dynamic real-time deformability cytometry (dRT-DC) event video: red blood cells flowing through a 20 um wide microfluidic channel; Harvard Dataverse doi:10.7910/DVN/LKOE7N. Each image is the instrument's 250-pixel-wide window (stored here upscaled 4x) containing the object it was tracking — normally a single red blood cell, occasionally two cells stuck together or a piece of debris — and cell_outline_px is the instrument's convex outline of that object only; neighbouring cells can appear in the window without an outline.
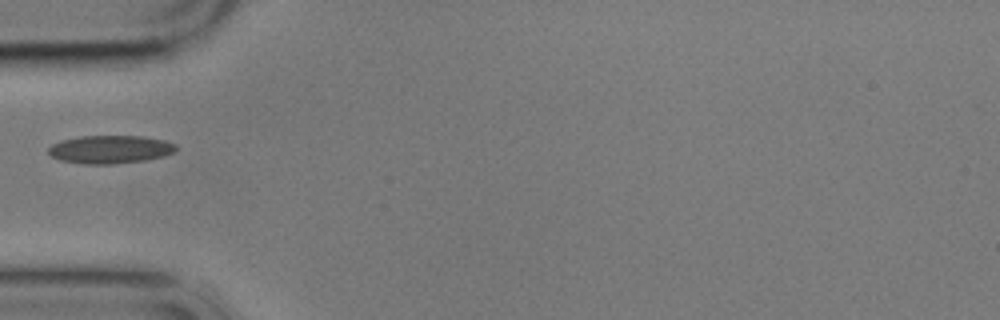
{"species": "common noctule bat (a hibernating species)", "species_latin": "Nyctalus noctula", "temperature_condition": "cold", "stored_images_in_passage": 15, "camera_frame_rate_fps": 3000, "um_per_image_px": 0.085, "animal": {"sex": "male", "body_mass_g": 17.9}, "frame": {"image": 1, "passage_image": 5, "time_ms": 5.667, "image_size_px": [1000, 320], "cell_outline_px": [[176, 152], [164, 156], [144, 160], [112, 164], [84, 164], [60, 160], [52, 156], [48, 152], [48, 148], [52, 144], [60, 140], [80, 136], [144, 136], [164, 140], [176, 144]], "centroid_in_image_um": [9.37, 12.69], "position_along_channel_um": 75.6, "area_um2": 20.98}}
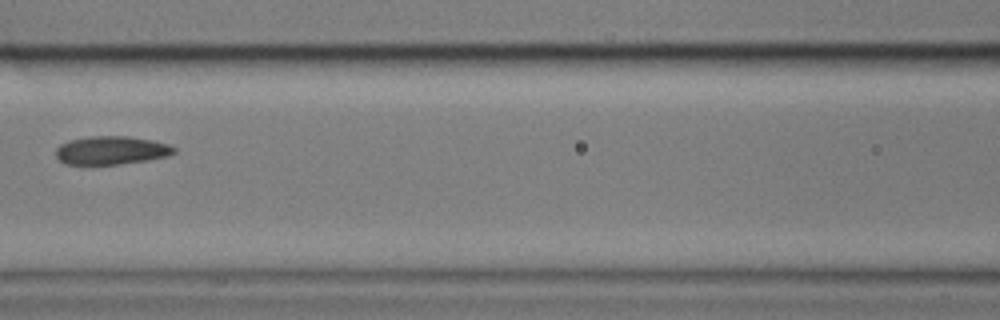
{"frame": {"image": 2, "passage_image": 7, "time_ms": 8.0, "image_size_px": [1000, 320], "cell_outline_px": [[176, 152], [168, 156], [144, 160], [116, 164], [64, 164], [56, 156], [56, 148], [60, 144], [68, 140], [92, 136], [128, 136], [152, 140], [168, 144], [176, 148]], "centroid_in_image_um": [9.45, 12.77], "position_along_channel_um": 157.2, "area_um2": 19.42}}
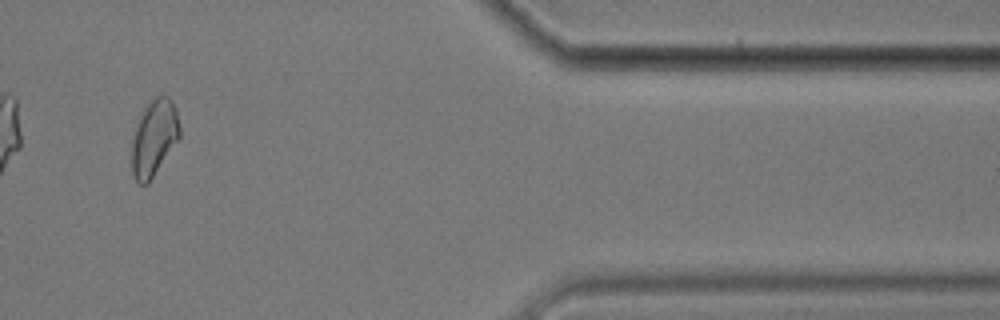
{"frame": {"image": 3, "passage_image": 14, "time_ms": 16.0, "image_size_px": [1000, 320], "cell_outline_px": [[180, 136], [148, 184], [140, 184], [132, 176], [132, 140], [140, 116], [148, 104], [156, 96], [168, 96], [176, 112], [180, 128]], "centroid_in_image_um": [13.08, 11.75], "position_along_channel_um": 398.3, "area_um2": 20.69}, "authors_computed_cell_mechanics": {"area_um2": 20.3456, "velocity_mm_per_s": 3.4672, "shape_relaxation_time_tau1_ms": null, "shape_relaxation_time_tau2_ms": 2.8711, "deformation_change_tau1": null, "deformation_change_tau2": 0.0872}}